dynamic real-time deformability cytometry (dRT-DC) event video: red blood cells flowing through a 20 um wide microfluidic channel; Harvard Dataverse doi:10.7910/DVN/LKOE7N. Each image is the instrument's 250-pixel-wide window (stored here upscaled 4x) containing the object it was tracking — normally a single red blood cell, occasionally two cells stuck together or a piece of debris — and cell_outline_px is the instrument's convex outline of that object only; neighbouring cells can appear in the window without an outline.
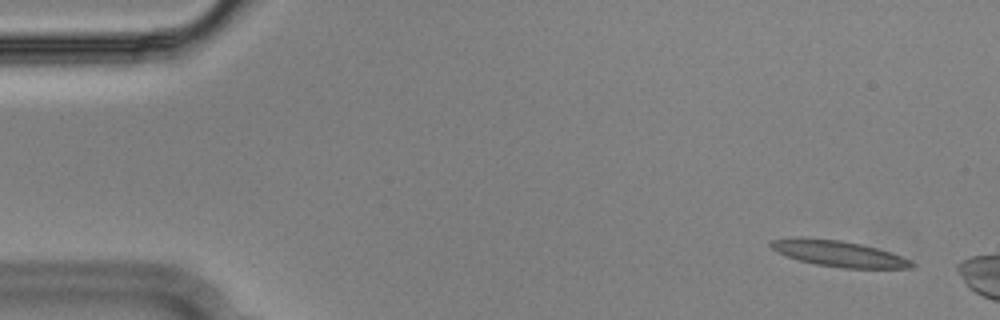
{"species": "Egyptian fruit bat (a non-hibernating species)", "species_latin": "Rousettus aegyptiacus", "temperature_condition": "cold", "stored_images_in_passage": 12, "camera_frame_rate_fps": 3000, "um_per_image_px": 0.085, "animal": {"sex": "male"}, "frame": {"image": 1, "passage_image": 3, "time_ms": 0.667, "image_size_px": [1000, 320], "cell_outline_px": [[916, 264], [912, 268], [844, 268], [816, 264], [784, 256], [776, 252], [768, 244], [772, 240], [796, 236], [800, 236], [840, 240], [860, 244], [892, 252], [912, 260]], "centroid_in_image_um": [71.27, 21.54], "position_along_channel_um": 13.7, "area_um2": 21.56}}